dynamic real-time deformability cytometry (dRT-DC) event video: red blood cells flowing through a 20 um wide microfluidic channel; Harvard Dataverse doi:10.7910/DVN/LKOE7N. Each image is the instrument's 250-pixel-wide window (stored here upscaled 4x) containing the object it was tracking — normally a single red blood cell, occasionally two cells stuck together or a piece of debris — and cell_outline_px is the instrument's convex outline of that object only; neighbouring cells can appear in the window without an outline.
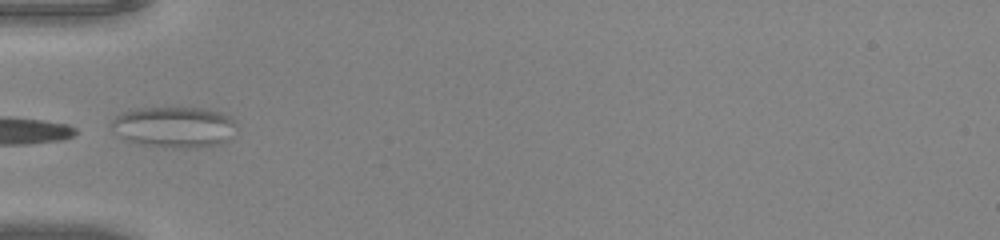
{"species": "common noctule bat (a hibernating species)", "species_latin": "Nyctalus noctula", "temperature_condition": "warm", "stored_images_in_passage": 9, "camera_frame_rate_fps": 3000, "um_per_image_px": 0.085, "animal": {"sex": "male", "body_mass_g": 20.0, "forearm_length_mm": 53.3}, "frame": {"image": 1, "passage_image": 1, "time_ms": 0.0, "image_size_px": [1000, 240], "cell_outline_px": [[236, 124], [228, 140], [220, 144], [196, 148], [172, 148], [136, 144], [124, 140], [112, 128], [112, 120], [116, 116], [124, 112], [136, 108], [208, 108], [232, 116]], "centroid_in_image_um": [14.82, 10.81], "position_along_channel_um": 70.2, "area_um2": 30.11}}
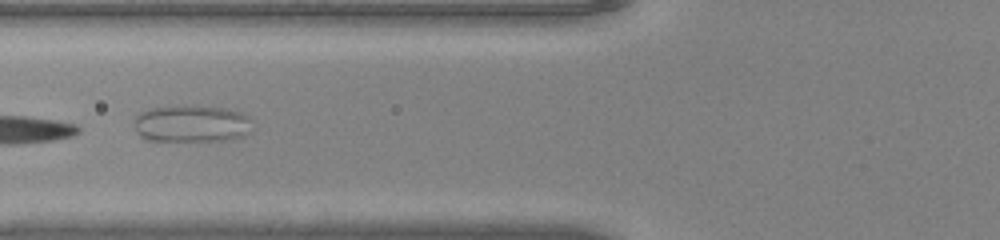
{"frame": {"image": 2, "passage_image": 4, "time_ms": 1.0, "image_size_px": [1000, 240], "cell_outline_px": [[252, 132], [244, 136], [232, 140], [144, 140], [136, 132], [132, 124], [136, 116], [140, 112], [148, 108], [176, 104], [200, 104], [228, 108], [240, 112], [248, 116], [252, 120]], "centroid_in_image_um": [16.29, 10.47], "position_along_channel_um": 109.5, "area_um2": 26.7}}